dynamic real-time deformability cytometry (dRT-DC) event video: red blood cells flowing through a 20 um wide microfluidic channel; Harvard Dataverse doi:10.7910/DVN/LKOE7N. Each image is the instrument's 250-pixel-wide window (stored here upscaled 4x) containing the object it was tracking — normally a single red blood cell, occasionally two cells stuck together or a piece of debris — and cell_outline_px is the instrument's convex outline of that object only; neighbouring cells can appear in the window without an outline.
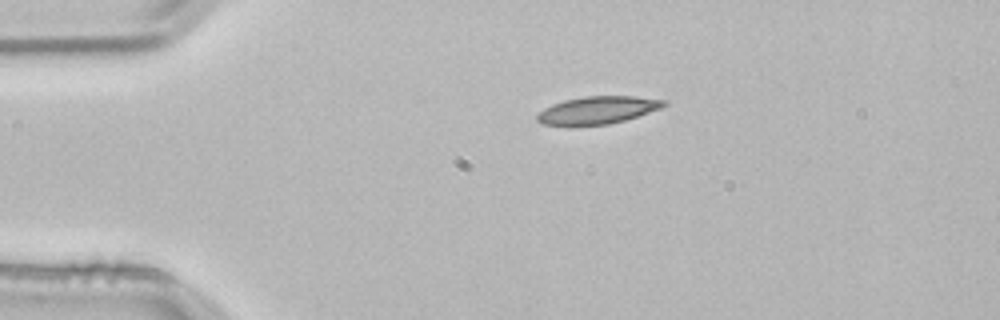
{"species": "common noctule bat (a hibernating species)", "species_latin": "Nyctalus noctula", "temperature_condition": "room temperature", "stored_images_in_passage": 2, "camera_frame_rate_fps": 3000, "um_per_image_px": 0.085, "animal": {"sex": "male", "body_mass_g": 21.5, "forearm_length_mm": 52.0}, "frame": {"image": 1, "passage_image": 1, "time_ms": 0.0, "image_size_px": [1000, 320], "cell_outline_px": [[668, 104], [660, 108], [624, 120], [608, 124], [572, 128], [568, 128], [544, 124], [536, 120], [536, 116], [544, 108], [552, 104], [564, 100], [584, 96], [632, 96], [668, 100]], "centroid_in_image_um": [50.73, 9.39], "position_along_channel_um": 34.3, "area_um2": 20.87}}